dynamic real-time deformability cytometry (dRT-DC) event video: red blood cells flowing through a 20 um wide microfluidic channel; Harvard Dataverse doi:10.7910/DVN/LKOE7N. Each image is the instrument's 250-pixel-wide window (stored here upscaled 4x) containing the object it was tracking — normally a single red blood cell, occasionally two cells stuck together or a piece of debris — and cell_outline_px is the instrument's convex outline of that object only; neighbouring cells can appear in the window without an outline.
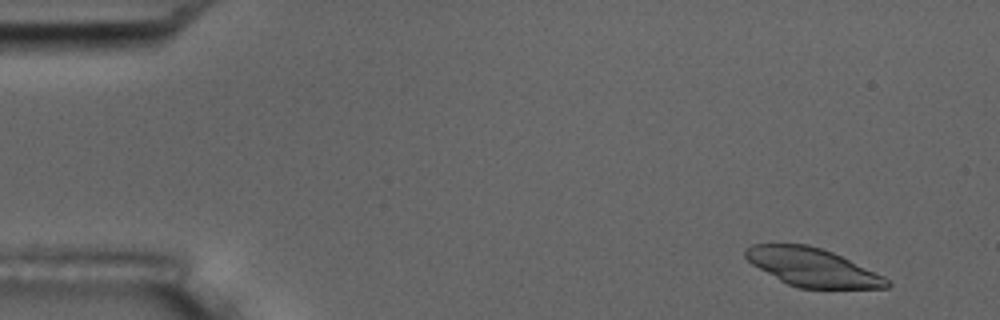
{"species": "common noctule bat (a hibernating species)", "species_latin": "Nyctalus noctula", "temperature_condition": "room temperature", "stored_images_in_passage": 6, "segment_of_instrument_passage": [2, 2], "camera_frame_rate_fps": 3000, "um_per_image_px": 0.085, "animal": {"sex": "male", "body_mass_g": 17.5, "forearm_length_mm": 52.3}, "frame": {"image": 1, "passage_image": 6, "time_ms": 6.333, "image_size_px": [1000, 320], "cell_outline_px": [[892, 284], [888, 288], [800, 288], [788, 284], [780, 280], [752, 264], [744, 256], [744, 248], [752, 244], [808, 244], [832, 252], [884, 276]], "centroid_in_image_um": [69.04, 22.71], "position_along_channel_um": 16.0, "area_um2": 31.21}}